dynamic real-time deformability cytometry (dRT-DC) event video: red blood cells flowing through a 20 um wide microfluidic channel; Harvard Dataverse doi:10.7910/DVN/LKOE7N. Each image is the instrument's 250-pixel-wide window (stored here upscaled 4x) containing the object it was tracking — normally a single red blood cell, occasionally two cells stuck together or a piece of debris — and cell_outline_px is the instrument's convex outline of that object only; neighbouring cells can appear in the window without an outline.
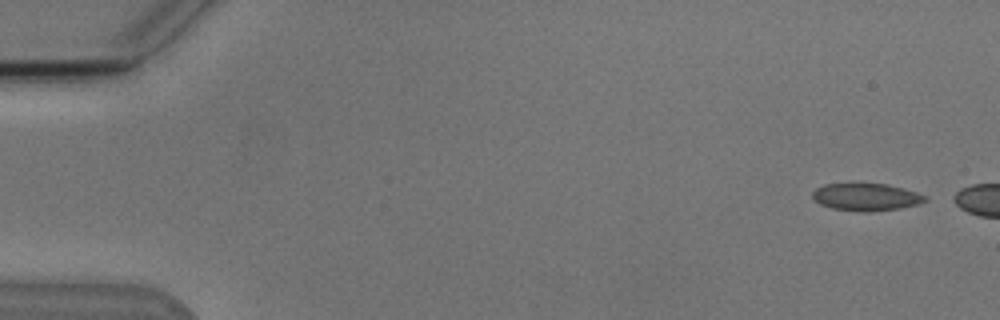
{"species": "Egyptian fruit bat (a non-hibernating species)", "species_latin": "Rousettus aegyptiacus", "temperature_condition": "cold", "stored_images_in_passage": 4, "camera_frame_rate_fps": 3000, "um_per_image_px": 0.085, "animal": {"sex": "male"}, "frame": {"image": 1, "passage_image": 1, "time_ms": 0.0, "image_size_px": [1000, 320], "cell_outline_px": [[928, 200], [920, 204], [900, 208], [868, 212], [860, 212], [832, 208], [820, 204], [812, 196], [812, 192], [816, 188], [824, 184], [888, 184], [904, 188], [928, 196]], "centroid_in_image_um": [73.66, 16.75], "position_along_channel_um": 11.3, "area_um2": 18.03}}